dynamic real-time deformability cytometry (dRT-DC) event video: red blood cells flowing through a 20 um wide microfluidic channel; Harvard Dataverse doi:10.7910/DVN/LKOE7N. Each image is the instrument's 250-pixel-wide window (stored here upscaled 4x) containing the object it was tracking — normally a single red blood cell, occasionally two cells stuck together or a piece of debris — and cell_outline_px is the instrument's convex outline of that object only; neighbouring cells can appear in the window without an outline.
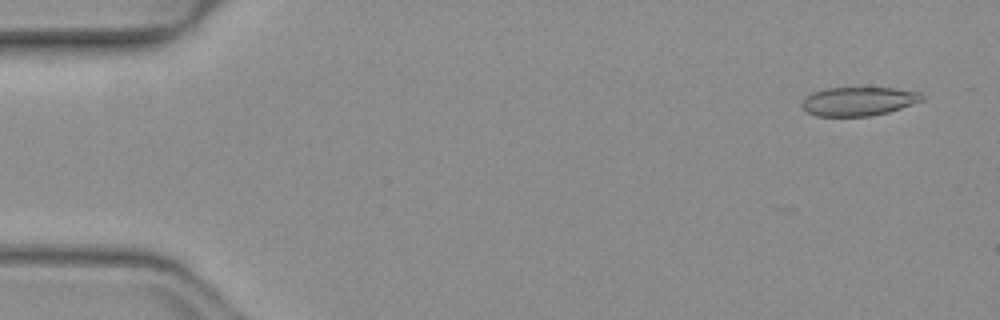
{"species": "common noctule bat (a hibernating species)", "species_latin": "Nyctalus noctula", "temperature_condition": "warm", "stored_images_in_passage": 51, "camera_frame_rate_fps": 3000, "um_per_image_px": 0.085, "animal": {"sex": "female", "body_mass_g": 19.3, "forearm_length_mm": 54.1}, "frame": {"image": 1, "passage_image": 3, "time_ms": 0.667, "image_size_px": [1000, 320], "cell_outline_px": [[924, 100], [888, 112], [868, 116], [816, 116], [808, 112], [800, 104], [812, 92], [828, 88], [896, 88], [920, 92], [924, 96]], "centroid_in_image_um": [73.0, 8.61], "position_along_channel_um": 12.0, "area_um2": 20.0}}
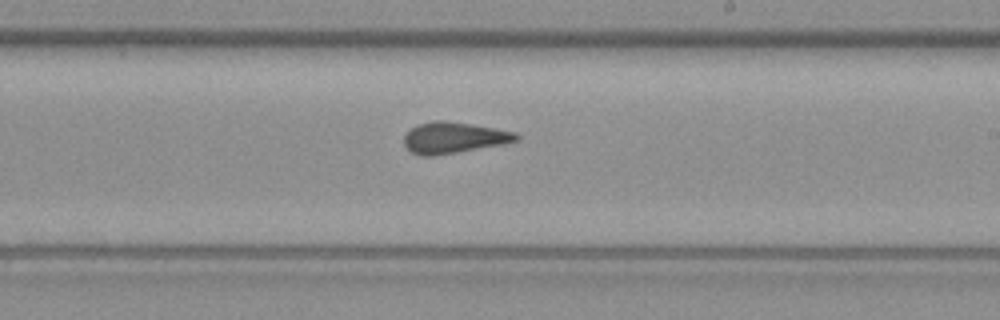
{"frame": {"image": 2, "passage_image": 30, "time_ms": 9.667, "image_size_px": [1000, 320], "cell_outline_px": [[520, 136], [516, 140], [504, 144], [432, 156], [420, 156], [412, 152], [404, 144], [404, 136], [416, 124], [432, 120], [444, 120], [472, 124], [516, 132]], "centroid_in_image_um": [38.55, 11.69], "position_along_channel_um": 250.4, "area_um2": 20.29}}
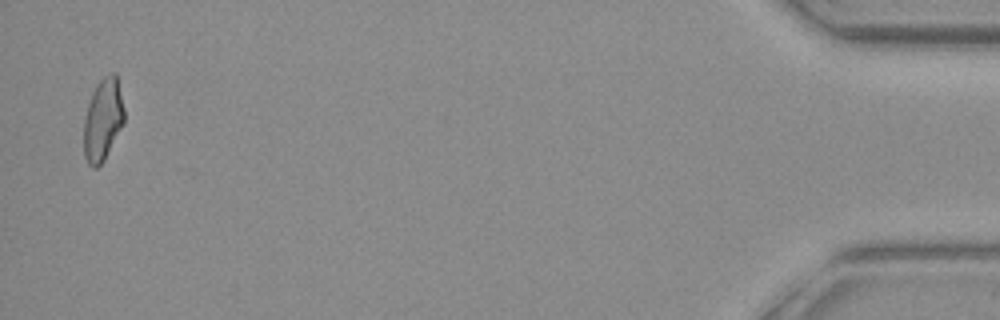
{"frame": {"image": 3, "passage_image": 50, "time_ms": 16.333, "image_size_px": [1000, 320], "cell_outline_px": [[124, 124], [104, 160], [96, 168], [92, 168], [88, 164], [84, 156], [84, 116], [92, 92], [96, 84], [108, 72], [116, 72], [124, 108]], "centroid_in_image_um": [8.75, 10.15], "position_along_channel_um": 426.5, "area_um2": 19.59}, "authors_computed_cell_mechanics": {"area_um2": 20.2878, "velocity_mm_per_s": 4.0526, "shape_relaxation_time_tau1_ms": 9.3389, "shape_relaxation_time_tau2_ms": 1.1763, "deformation_change_tau1": 0.2638, "deformation_change_tau2": 0.11}}